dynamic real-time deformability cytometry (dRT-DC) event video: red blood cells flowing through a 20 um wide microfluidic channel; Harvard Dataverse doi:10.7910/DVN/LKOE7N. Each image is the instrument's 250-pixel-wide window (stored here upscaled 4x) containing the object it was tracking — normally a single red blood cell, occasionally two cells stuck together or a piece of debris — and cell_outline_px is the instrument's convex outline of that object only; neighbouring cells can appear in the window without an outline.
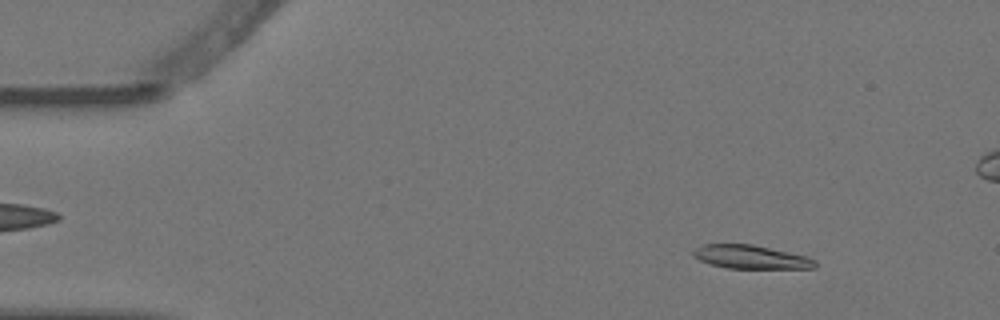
{"species": "Egyptian fruit bat (a non-hibernating species)", "species_latin": "Rousettus aegyptiacus", "temperature_condition": "warm", "stored_images_in_passage": 4, "camera_frame_rate_fps": 3000, "um_per_image_px": 0.085, "animal": {"sex": "female"}, "frame": {"image": 1, "passage_image": 1, "time_ms": 0.0, "image_size_px": [1000, 320], "cell_outline_px": [[816, 268], [728, 268], [712, 264], [700, 260], [692, 256], [692, 252], [696, 248], [704, 244], [752, 244], [808, 256], [816, 260]], "centroid_in_image_um": [63.84, 21.84], "position_along_channel_um": 21.2, "area_um2": 16.65}}